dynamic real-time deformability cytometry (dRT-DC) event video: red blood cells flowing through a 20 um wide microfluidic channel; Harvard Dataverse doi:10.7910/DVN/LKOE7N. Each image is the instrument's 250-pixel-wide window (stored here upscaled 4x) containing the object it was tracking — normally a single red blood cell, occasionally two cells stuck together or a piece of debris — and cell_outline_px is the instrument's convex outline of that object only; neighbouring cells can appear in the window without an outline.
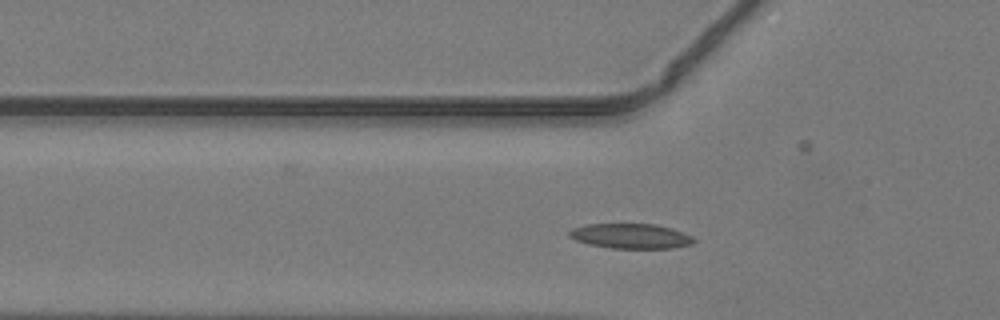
{"species": "common noctule bat (a hibernating species)", "species_latin": "Nyctalus noctula", "temperature_condition": "warm", "stored_images_in_passage": 39, "camera_frame_rate_fps": 3000, "um_per_image_px": 0.085, "animal": {"sex": "male", "body_mass_g": 19.2, "forearm_length_mm": 51.8}, "frame": {"image": 1, "passage_image": 7, "time_ms": 2.0, "image_size_px": [1000, 320], "cell_outline_px": [[696, 240], [692, 244], [672, 248], [608, 248], [588, 244], [576, 240], [568, 236], [568, 232], [572, 228], [584, 224], [656, 224], [672, 228], [692, 236]], "centroid_in_image_um": [53.6, 20.06], "position_along_channel_um": 72.2, "area_um2": 18.21}}
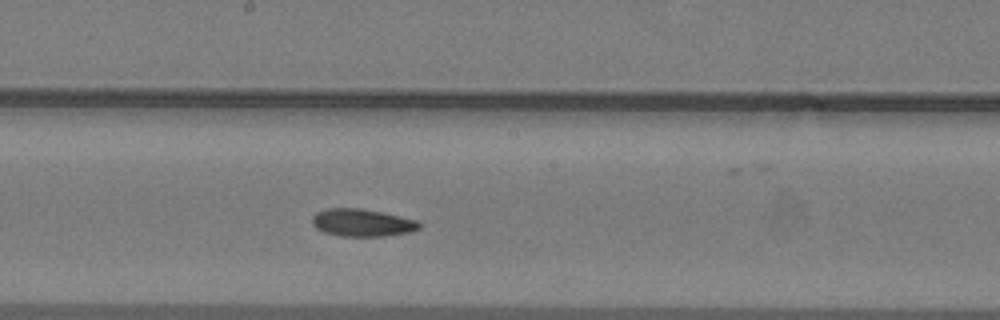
{"frame": {"image": 2, "passage_image": 17, "time_ms": 5.333, "image_size_px": [1000, 320], "cell_outline_px": [[420, 228], [408, 232], [384, 236], [340, 236], [324, 232], [316, 228], [312, 224], [312, 216], [316, 212], [328, 208], [360, 208], [380, 212], [416, 220], [420, 224]], "centroid_in_image_um": [30.73, 18.93], "position_along_channel_um": 217.5, "area_um2": 16.99}}
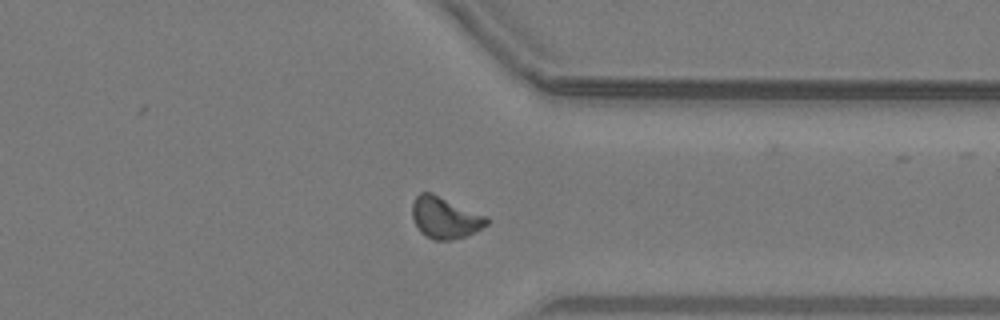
{"frame": {"image": 3, "passage_image": 28, "time_ms": 9.0, "image_size_px": [1000, 320], "cell_outline_px": [[488, 224], [464, 236], [452, 240], [432, 240], [424, 236], [420, 232], [412, 216], [412, 204], [416, 196], [420, 192], [432, 192], [488, 216]], "centroid_in_image_um": [37.8, 18.49], "position_along_channel_um": 373.6, "area_um2": 18.09}}